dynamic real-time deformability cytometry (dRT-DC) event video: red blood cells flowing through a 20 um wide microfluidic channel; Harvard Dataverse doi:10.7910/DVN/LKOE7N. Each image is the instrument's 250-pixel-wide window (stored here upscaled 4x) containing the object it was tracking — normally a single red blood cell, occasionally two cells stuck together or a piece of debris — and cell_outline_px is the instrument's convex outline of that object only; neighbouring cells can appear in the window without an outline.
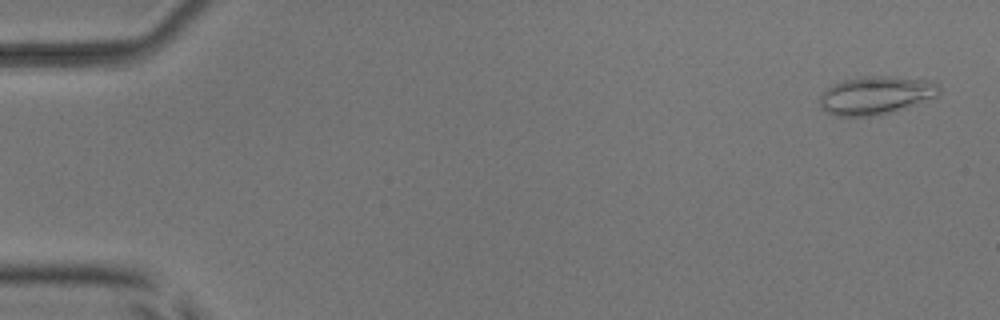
{"species": "common noctule bat (a hibernating species)", "species_latin": "Nyctalus noctula", "temperature_condition": "room temperature", "stored_images_in_passage": 25, "camera_frame_rate_fps": 3000, "um_per_image_px": 0.085, "animal": {"sex": "male", "body_mass_g": 17.9, "forearm_length_mm": 54.2}, "frame": {"image": 1, "passage_image": 2, "time_ms": 0.333, "image_size_px": [1000, 320], "cell_outline_px": [[940, 92], [936, 96], [888, 112], [872, 116], [836, 116], [820, 108], [820, 92], [832, 84], [844, 80], [864, 76], [896, 76], [932, 80], [940, 88]], "centroid_in_image_um": [74.39, 8.07], "position_along_channel_um": 10.6, "area_um2": 26.36}}
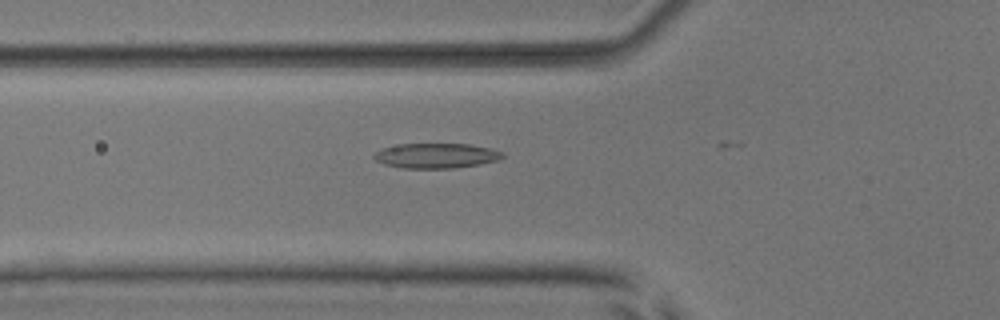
{"frame": {"image": 2, "passage_image": 19, "time_ms": 6.0, "image_size_px": [1000, 320], "cell_outline_px": [[504, 156], [500, 160], [480, 164], [452, 168], [400, 168], [384, 164], [376, 160], [372, 156], [380, 148], [400, 144], [468, 144], [492, 148], [504, 152]], "centroid_in_image_um": [37.09, 13.23], "position_along_channel_um": 88.7, "area_um2": 18.84}}
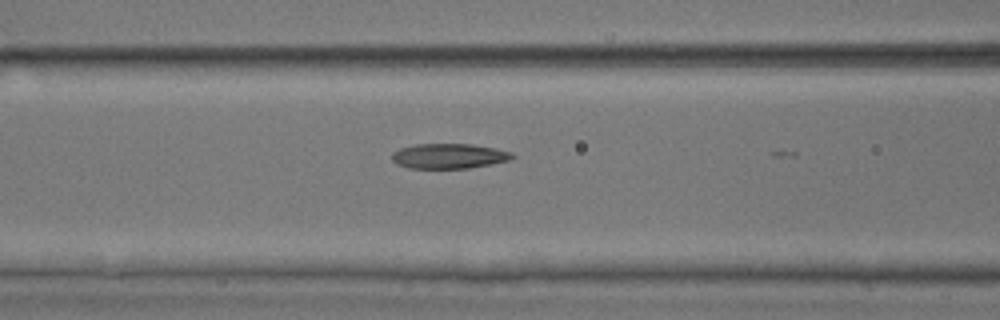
{"frame": {"image": 3, "passage_image": 22, "time_ms": 7.0, "image_size_px": [1000, 320], "cell_outline_px": [[516, 156], [512, 160], [492, 164], [468, 168], [408, 168], [396, 164], [392, 160], [392, 152], [400, 148], [416, 144], [472, 144], [496, 148], [512, 152]], "centroid_in_image_um": [38.19, 13.26], "position_along_channel_um": 128.4, "area_um2": 17.74}}